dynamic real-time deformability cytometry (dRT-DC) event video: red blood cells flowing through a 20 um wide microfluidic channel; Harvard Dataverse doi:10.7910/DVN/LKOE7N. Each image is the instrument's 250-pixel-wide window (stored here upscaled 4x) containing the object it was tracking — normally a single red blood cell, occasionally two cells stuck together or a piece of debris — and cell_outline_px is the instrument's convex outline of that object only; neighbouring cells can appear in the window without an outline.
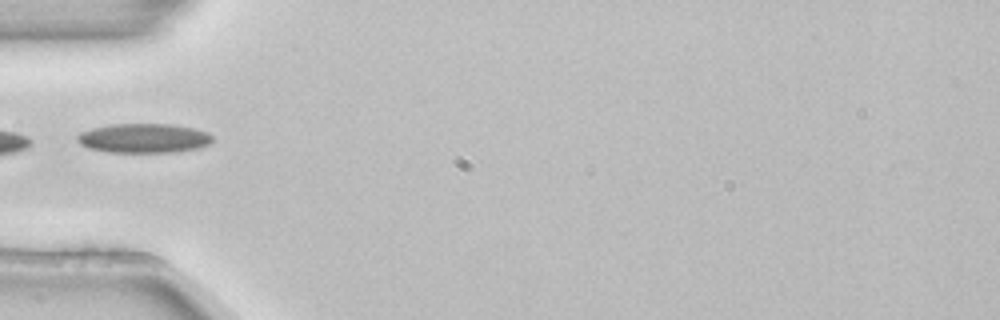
{"species": "common noctule bat (a hibernating species)", "species_latin": "Nyctalus noctula", "temperature_condition": "room temperature", "stored_images_in_passage": 4, "camera_frame_rate_fps": 3000, "um_per_image_px": 0.085, "animal": {"sex": "female", "body_mass_g": 22.7, "forearm_length_mm": 54.2}, "frame": {"image": 1, "passage_image": 4, "time_ms": 1.0, "image_size_px": [1000, 320], "cell_outline_px": [[212, 140], [208, 144], [196, 148], [172, 152], [108, 152], [88, 148], [80, 144], [76, 140], [76, 136], [80, 132], [92, 128], [112, 124], [172, 124], [196, 128], [208, 132], [212, 136]], "centroid_in_image_um": [12.19, 11.74], "position_along_channel_um": 72.8, "area_um2": 23.18}}